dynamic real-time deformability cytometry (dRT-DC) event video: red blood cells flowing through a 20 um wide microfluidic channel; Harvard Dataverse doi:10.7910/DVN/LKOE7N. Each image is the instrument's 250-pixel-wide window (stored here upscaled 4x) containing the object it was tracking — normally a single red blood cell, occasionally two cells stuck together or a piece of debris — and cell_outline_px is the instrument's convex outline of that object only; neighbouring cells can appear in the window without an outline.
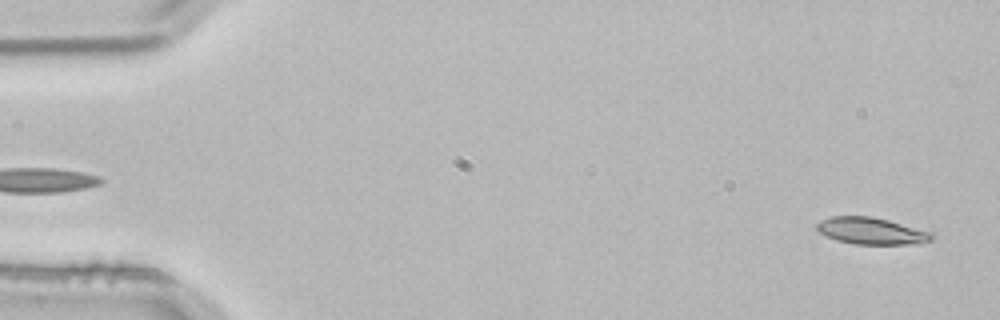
{"species": "common noctule bat (a hibernating species)", "species_latin": "Nyctalus noctula", "temperature_condition": "room temperature", "stored_images_in_passage": 4, "segment_of_instrument_passage": [2, 2], "camera_frame_rate_fps": 3000, "um_per_image_px": 0.085, "animal": {"sex": "male", "body_mass_g": 21.5, "forearm_length_mm": 52.0}, "frame": {"image": 1, "passage_image": 4, "time_ms": 1.0, "image_size_px": [1000, 320], "cell_outline_px": [[936, 236], [932, 240], [920, 244], [856, 244], [836, 240], [820, 232], [816, 228], [816, 224], [820, 220], [832, 216], [872, 216], [888, 220], [932, 232]], "centroid_in_image_um": [74.11, 19.63], "position_along_channel_um": 10.9, "area_um2": 18.03}}